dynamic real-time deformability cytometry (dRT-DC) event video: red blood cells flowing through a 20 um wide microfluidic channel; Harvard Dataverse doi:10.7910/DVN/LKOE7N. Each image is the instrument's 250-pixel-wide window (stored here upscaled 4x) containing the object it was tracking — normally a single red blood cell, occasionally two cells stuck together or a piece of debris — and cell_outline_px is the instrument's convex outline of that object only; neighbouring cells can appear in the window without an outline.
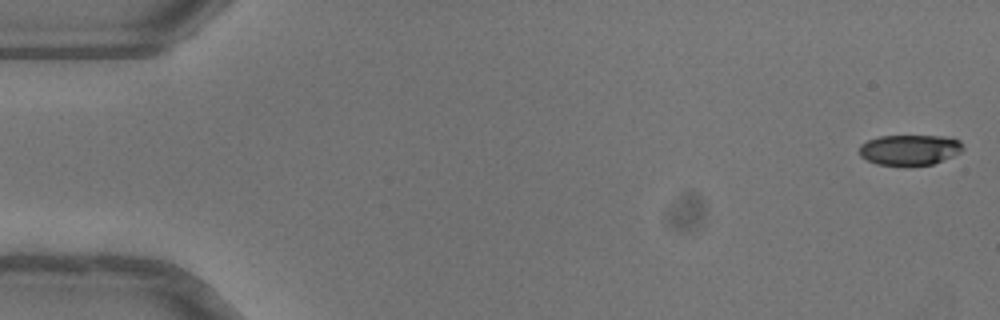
{"species": "common noctule bat (a hibernating species)", "species_latin": "Nyctalus noctula", "temperature_condition": "warm", "stored_images_in_passage": 51, "camera_frame_rate_fps": 3000, "um_per_image_px": 0.085, "animal": {"sex": "female"}, "frame": {"image": 1, "passage_image": 1, "time_ms": 0.0, "image_size_px": [1000, 320], "cell_outline_px": [[964, 148], [960, 152], [952, 156], [932, 164], [904, 168], [876, 164], [860, 156], [860, 144], [868, 140], [880, 136], [944, 136], [960, 140]], "centroid_in_image_um": [77.3, 12.77], "position_along_channel_um": 7.7, "area_um2": 18.84}}
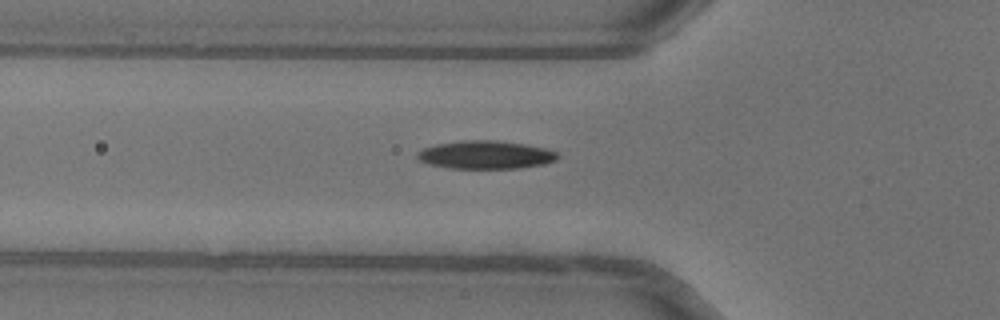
{"frame": {"image": 2, "passage_image": 18, "time_ms": 5.667, "image_size_px": [1000, 320], "cell_outline_px": [[560, 156], [556, 160], [544, 164], [520, 168], [452, 168], [428, 164], [420, 160], [416, 156], [416, 152], [424, 148], [436, 144], [460, 140], [492, 140], [524, 144], [544, 148], [556, 152]], "centroid_in_image_um": [41.26, 13.16], "position_along_channel_um": 84.5, "area_um2": 22.95}}
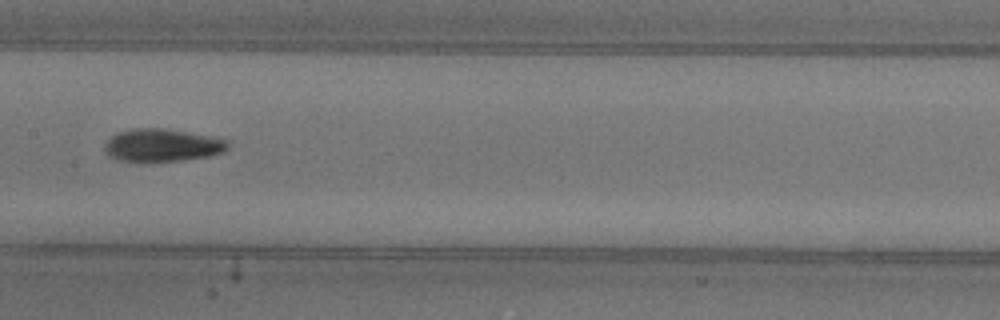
{"frame": {"image": 3, "passage_image": 26, "time_ms": 8.333, "image_size_px": [1000, 320], "cell_outline_px": [[232, 140], [228, 148], [224, 152], [208, 156], [180, 160], [120, 160], [108, 156], [104, 152], [104, 144], [116, 132], [132, 128], [168, 128], [212, 136]], "centroid_in_image_um": [13.83, 12.31], "position_along_channel_um": 193.6, "area_um2": 23.58}, "authors_computed_cell_mechanics": {"area_um2": 21.7906, "velocity_mm_per_s": 4.0516, "shape_relaxation_time_tau1_ms": 6.254, "shape_relaxation_time_tau2_ms": 3.0299, "deformation_change_tau1": 0.2003, "deformation_change_tau2": 0.0975}}